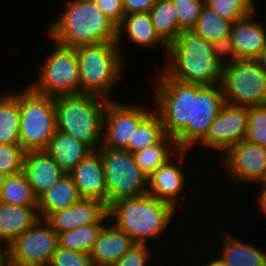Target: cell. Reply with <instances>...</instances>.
I'll use <instances>...</instances> for the list:
<instances>
[{
	"label": "cell",
	"instance_id": "obj_7",
	"mask_svg": "<svg viewBox=\"0 0 266 266\" xmlns=\"http://www.w3.org/2000/svg\"><path fill=\"white\" fill-rule=\"evenodd\" d=\"M20 145L26 151L48 147L57 130L54 97L37 94L30 87L18 92Z\"/></svg>",
	"mask_w": 266,
	"mask_h": 266
},
{
	"label": "cell",
	"instance_id": "obj_41",
	"mask_svg": "<svg viewBox=\"0 0 266 266\" xmlns=\"http://www.w3.org/2000/svg\"><path fill=\"white\" fill-rule=\"evenodd\" d=\"M157 0H123L124 14L150 12Z\"/></svg>",
	"mask_w": 266,
	"mask_h": 266
},
{
	"label": "cell",
	"instance_id": "obj_11",
	"mask_svg": "<svg viewBox=\"0 0 266 266\" xmlns=\"http://www.w3.org/2000/svg\"><path fill=\"white\" fill-rule=\"evenodd\" d=\"M8 247L10 266H48L58 247V234L45 219L38 218Z\"/></svg>",
	"mask_w": 266,
	"mask_h": 266
},
{
	"label": "cell",
	"instance_id": "obj_25",
	"mask_svg": "<svg viewBox=\"0 0 266 266\" xmlns=\"http://www.w3.org/2000/svg\"><path fill=\"white\" fill-rule=\"evenodd\" d=\"M223 250L219 257L226 266H266V253L252 244L233 238L224 233Z\"/></svg>",
	"mask_w": 266,
	"mask_h": 266
},
{
	"label": "cell",
	"instance_id": "obj_14",
	"mask_svg": "<svg viewBox=\"0 0 266 266\" xmlns=\"http://www.w3.org/2000/svg\"><path fill=\"white\" fill-rule=\"evenodd\" d=\"M246 134L247 107L225 103L200 143L225 153L231 146L244 140Z\"/></svg>",
	"mask_w": 266,
	"mask_h": 266
},
{
	"label": "cell",
	"instance_id": "obj_26",
	"mask_svg": "<svg viewBox=\"0 0 266 266\" xmlns=\"http://www.w3.org/2000/svg\"><path fill=\"white\" fill-rule=\"evenodd\" d=\"M5 93L0 96V144H20L18 92Z\"/></svg>",
	"mask_w": 266,
	"mask_h": 266
},
{
	"label": "cell",
	"instance_id": "obj_20",
	"mask_svg": "<svg viewBox=\"0 0 266 266\" xmlns=\"http://www.w3.org/2000/svg\"><path fill=\"white\" fill-rule=\"evenodd\" d=\"M135 242L110 221L99 234L98 240L90 252L93 266H114Z\"/></svg>",
	"mask_w": 266,
	"mask_h": 266
},
{
	"label": "cell",
	"instance_id": "obj_48",
	"mask_svg": "<svg viewBox=\"0 0 266 266\" xmlns=\"http://www.w3.org/2000/svg\"><path fill=\"white\" fill-rule=\"evenodd\" d=\"M83 1L96 3L98 0H83Z\"/></svg>",
	"mask_w": 266,
	"mask_h": 266
},
{
	"label": "cell",
	"instance_id": "obj_17",
	"mask_svg": "<svg viewBox=\"0 0 266 266\" xmlns=\"http://www.w3.org/2000/svg\"><path fill=\"white\" fill-rule=\"evenodd\" d=\"M82 199L98 200L108 207L107 187L99 150H93L71 172Z\"/></svg>",
	"mask_w": 266,
	"mask_h": 266
},
{
	"label": "cell",
	"instance_id": "obj_2",
	"mask_svg": "<svg viewBox=\"0 0 266 266\" xmlns=\"http://www.w3.org/2000/svg\"><path fill=\"white\" fill-rule=\"evenodd\" d=\"M66 8L50 24L48 35L65 47L116 42L118 26L93 2L68 0Z\"/></svg>",
	"mask_w": 266,
	"mask_h": 266
},
{
	"label": "cell",
	"instance_id": "obj_27",
	"mask_svg": "<svg viewBox=\"0 0 266 266\" xmlns=\"http://www.w3.org/2000/svg\"><path fill=\"white\" fill-rule=\"evenodd\" d=\"M179 150L175 138L166 135L159 143L136 152L133 156L140 170L149 177Z\"/></svg>",
	"mask_w": 266,
	"mask_h": 266
},
{
	"label": "cell",
	"instance_id": "obj_43",
	"mask_svg": "<svg viewBox=\"0 0 266 266\" xmlns=\"http://www.w3.org/2000/svg\"><path fill=\"white\" fill-rule=\"evenodd\" d=\"M260 193L258 195V201L257 203H259V207L261 209V211H263V213L265 214L266 216V190H259Z\"/></svg>",
	"mask_w": 266,
	"mask_h": 266
},
{
	"label": "cell",
	"instance_id": "obj_42",
	"mask_svg": "<svg viewBox=\"0 0 266 266\" xmlns=\"http://www.w3.org/2000/svg\"><path fill=\"white\" fill-rule=\"evenodd\" d=\"M3 244L0 242V266H10L9 262V247L6 245V247L3 249L1 246Z\"/></svg>",
	"mask_w": 266,
	"mask_h": 266
},
{
	"label": "cell",
	"instance_id": "obj_47",
	"mask_svg": "<svg viewBox=\"0 0 266 266\" xmlns=\"http://www.w3.org/2000/svg\"><path fill=\"white\" fill-rule=\"evenodd\" d=\"M7 177H8L7 174L0 171V191H1V188L3 187L4 183L6 182Z\"/></svg>",
	"mask_w": 266,
	"mask_h": 266
},
{
	"label": "cell",
	"instance_id": "obj_6",
	"mask_svg": "<svg viewBox=\"0 0 266 266\" xmlns=\"http://www.w3.org/2000/svg\"><path fill=\"white\" fill-rule=\"evenodd\" d=\"M78 58L80 94H91L106 100L125 67L117 42L74 47Z\"/></svg>",
	"mask_w": 266,
	"mask_h": 266
},
{
	"label": "cell",
	"instance_id": "obj_12",
	"mask_svg": "<svg viewBox=\"0 0 266 266\" xmlns=\"http://www.w3.org/2000/svg\"><path fill=\"white\" fill-rule=\"evenodd\" d=\"M152 110L144 106L107 101L103 116L102 147L126 150L139 123Z\"/></svg>",
	"mask_w": 266,
	"mask_h": 266
},
{
	"label": "cell",
	"instance_id": "obj_15",
	"mask_svg": "<svg viewBox=\"0 0 266 266\" xmlns=\"http://www.w3.org/2000/svg\"><path fill=\"white\" fill-rule=\"evenodd\" d=\"M45 220L59 234L95 223H109L108 207L98 200L81 199L53 212Z\"/></svg>",
	"mask_w": 266,
	"mask_h": 266
},
{
	"label": "cell",
	"instance_id": "obj_35",
	"mask_svg": "<svg viewBox=\"0 0 266 266\" xmlns=\"http://www.w3.org/2000/svg\"><path fill=\"white\" fill-rule=\"evenodd\" d=\"M176 6V16L181 31H192L195 27L205 0H171Z\"/></svg>",
	"mask_w": 266,
	"mask_h": 266
},
{
	"label": "cell",
	"instance_id": "obj_4",
	"mask_svg": "<svg viewBox=\"0 0 266 266\" xmlns=\"http://www.w3.org/2000/svg\"><path fill=\"white\" fill-rule=\"evenodd\" d=\"M169 62L163 71L177 81L212 86L220 83L222 67L211 44L192 31H182L168 46Z\"/></svg>",
	"mask_w": 266,
	"mask_h": 266
},
{
	"label": "cell",
	"instance_id": "obj_32",
	"mask_svg": "<svg viewBox=\"0 0 266 266\" xmlns=\"http://www.w3.org/2000/svg\"><path fill=\"white\" fill-rule=\"evenodd\" d=\"M232 24L231 21L220 17L212 9L204 5L192 32L207 42L212 43L228 37Z\"/></svg>",
	"mask_w": 266,
	"mask_h": 266
},
{
	"label": "cell",
	"instance_id": "obj_22",
	"mask_svg": "<svg viewBox=\"0 0 266 266\" xmlns=\"http://www.w3.org/2000/svg\"><path fill=\"white\" fill-rule=\"evenodd\" d=\"M38 220L37 207L0 202V242L10 245Z\"/></svg>",
	"mask_w": 266,
	"mask_h": 266
},
{
	"label": "cell",
	"instance_id": "obj_18",
	"mask_svg": "<svg viewBox=\"0 0 266 266\" xmlns=\"http://www.w3.org/2000/svg\"><path fill=\"white\" fill-rule=\"evenodd\" d=\"M23 173L37 198L65 175L45 150L25 153Z\"/></svg>",
	"mask_w": 266,
	"mask_h": 266
},
{
	"label": "cell",
	"instance_id": "obj_10",
	"mask_svg": "<svg viewBox=\"0 0 266 266\" xmlns=\"http://www.w3.org/2000/svg\"><path fill=\"white\" fill-rule=\"evenodd\" d=\"M108 206L116 200L138 197L148 193V176L144 174L126 150H114L100 147Z\"/></svg>",
	"mask_w": 266,
	"mask_h": 266
},
{
	"label": "cell",
	"instance_id": "obj_45",
	"mask_svg": "<svg viewBox=\"0 0 266 266\" xmlns=\"http://www.w3.org/2000/svg\"><path fill=\"white\" fill-rule=\"evenodd\" d=\"M206 266H226L224 264V262L218 257H216V259L212 258L211 261H209V263H207Z\"/></svg>",
	"mask_w": 266,
	"mask_h": 266
},
{
	"label": "cell",
	"instance_id": "obj_8",
	"mask_svg": "<svg viewBox=\"0 0 266 266\" xmlns=\"http://www.w3.org/2000/svg\"><path fill=\"white\" fill-rule=\"evenodd\" d=\"M54 49L40 65L38 80L30 88L44 96L80 94L78 58L75 48L54 43Z\"/></svg>",
	"mask_w": 266,
	"mask_h": 266
},
{
	"label": "cell",
	"instance_id": "obj_36",
	"mask_svg": "<svg viewBox=\"0 0 266 266\" xmlns=\"http://www.w3.org/2000/svg\"><path fill=\"white\" fill-rule=\"evenodd\" d=\"M25 153L20 144H0V171L8 176L23 172Z\"/></svg>",
	"mask_w": 266,
	"mask_h": 266
},
{
	"label": "cell",
	"instance_id": "obj_3",
	"mask_svg": "<svg viewBox=\"0 0 266 266\" xmlns=\"http://www.w3.org/2000/svg\"><path fill=\"white\" fill-rule=\"evenodd\" d=\"M175 211L172 205L148 194L119 199L108 206L109 221L138 244L161 237Z\"/></svg>",
	"mask_w": 266,
	"mask_h": 266
},
{
	"label": "cell",
	"instance_id": "obj_38",
	"mask_svg": "<svg viewBox=\"0 0 266 266\" xmlns=\"http://www.w3.org/2000/svg\"><path fill=\"white\" fill-rule=\"evenodd\" d=\"M149 249L148 243H135L114 266H146L150 260Z\"/></svg>",
	"mask_w": 266,
	"mask_h": 266
},
{
	"label": "cell",
	"instance_id": "obj_37",
	"mask_svg": "<svg viewBox=\"0 0 266 266\" xmlns=\"http://www.w3.org/2000/svg\"><path fill=\"white\" fill-rule=\"evenodd\" d=\"M48 266H93L90 253L76 252L58 246Z\"/></svg>",
	"mask_w": 266,
	"mask_h": 266
},
{
	"label": "cell",
	"instance_id": "obj_13",
	"mask_svg": "<svg viewBox=\"0 0 266 266\" xmlns=\"http://www.w3.org/2000/svg\"><path fill=\"white\" fill-rule=\"evenodd\" d=\"M222 155V166L227 169L228 177L239 182L257 183L266 170V147L248 140L231 146Z\"/></svg>",
	"mask_w": 266,
	"mask_h": 266
},
{
	"label": "cell",
	"instance_id": "obj_1",
	"mask_svg": "<svg viewBox=\"0 0 266 266\" xmlns=\"http://www.w3.org/2000/svg\"><path fill=\"white\" fill-rule=\"evenodd\" d=\"M159 73L153 84L156 111L166 135L175 138L179 149L189 150L206 137L225 104L221 85L188 84L170 78L163 70Z\"/></svg>",
	"mask_w": 266,
	"mask_h": 266
},
{
	"label": "cell",
	"instance_id": "obj_39",
	"mask_svg": "<svg viewBox=\"0 0 266 266\" xmlns=\"http://www.w3.org/2000/svg\"><path fill=\"white\" fill-rule=\"evenodd\" d=\"M210 44L214 57L216 61L221 65V67L233 64L236 60H239V57L237 56L234 44L232 43L230 36L222 38ZM228 56L230 58L229 61L226 63V61L223 60V57Z\"/></svg>",
	"mask_w": 266,
	"mask_h": 266
},
{
	"label": "cell",
	"instance_id": "obj_30",
	"mask_svg": "<svg viewBox=\"0 0 266 266\" xmlns=\"http://www.w3.org/2000/svg\"><path fill=\"white\" fill-rule=\"evenodd\" d=\"M0 202L24 207L38 206V198L23 172L7 177L0 191Z\"/></svg>",
	"mask_w": 266,
	"mask_h": 266
},
{
	"label": "cell",
	"instance_id": "obj_33",
	"mask_svg": "<svg viewBox=\"0 0 266 266\" xmlns=\"http://www.w3.org/2000/svg\"><path fill=\"white\" fill-rule=\"evenodd\" d=\"M253 0H205V5L232 23L256 11Z\"/></svg>",
	"mask_w": 266,
	"mask_h": 266
},
{
	"label": "cell",
	"instance_id": "obj_19",
	"mask_svg": "<svg viewBox=\"0 0 266 266\" xmlns=\"http://www.w3.org/2000/svg\"><path fill=\"white\" fill-rule=\"evenodd\" d=\"M255 13L232 24L229 36L239 59L255 60L266 47V28L263 23L254 21Z\"/></svg>",
	"mask_w": 266,
	"mask_h": 266
},
{
	"label": "cell",
	"instance_id": "obj_16",
	"mask_svg": "<svg viewBox=\"0 0 266 266\" xmlns=\"http://www.w3.org/2000/svg\"><path fill=\"white\" fill-rule=\"evenodd\" d=\"M189 150H179L171 159L160 166L151 176L148 177V195L158 200L172 205L175 209L179 208V199L176 197L184 189V171L173 164L172 159L178 158L179 164H183L184 156ZM178 157H177V156Z\"/></svg>",
	"mask_w": 266,
	"mask_h": 266
},
{
	"label": "cell",
	"instance_id": "obj_40",
	"mask_svg": "<svg viewBox=\"0 0 266 266\" xmlns=\"http://www.w3.org/2000/svg\"><path fill=\"white\" fill-rule=\"evenodd\" d=\"M96 4L105 16L110 18L117 26L120 25L125 16L123 0H98Z\"/></svg>",
	"mask_w": 266,
	"mask_h": 266
},
{
	"label": "cell",
	"instance_id": "obj_5",
	"mask_svg": "<svg viewBox=\"0 0 266 266\" xmlns=\"http://www.w3.org/2000/svg\"><path fill=\"white\" fill-rule=\"evenodd\" d=\"M107 101L91 94L54 97L57 130L98 150Z\"/></svg>",
	"mask_w": 266,
	"mask_h": 266
},
{
	"label": "cell",
	"instance_id": "obj_34",
	"mask_svg": "<svg viewBox=\"0 0 266 266\" xmlns=\"http://www.w3.org/2000/svg\"><path fill=\"white\" fill-rule=\"evenodd\" d=\"M245 140L266 147V104L247 107Z\"/></svg>",
	"mask_w": 266,
	"mask_h": 266
},
{
	"label": "cell",
	"instance_id": "obj_44",
	"mask_svg": "<svg viewBox=\"0 0 266 266\" xmlns=\"http://www.w3.org/2000/svg\"><path fill=\"white\" fill-rule=\"evenodd\" d=\"M255 60L258 62L259 66L266 71V47L260 52Z\"/></svg>",
	"mask_w": 266,
	"mask_h": 266
},
{
	"label": "cell",
	"instance_id": "obj_31",
	"mask_svg": "<svg viewBox=\"0 0 266 266\" xmlns=\"http://www.w3.org/2000/svg\"><path fill=\"white\" fill-rule=\"evenodd\" d=\"M107 223L86 225L58 234V246L76 252L90 253Z\"/></svg>",
	"mask_w": 266,
	"mask_h": 266
},
{
	"label": "cell",
	"instance_id": "obj_21",
	"mask_svg": "<svg viewBox=\"0 0 266 266\" xmlns=\"http://www.w3.org/2000/svg\"><path fill=\"white\" fill-rule=\"evenodd\" d=\"M45 151L56 161L64 174H71L93 150L84 142L56 130Z\"/></svg>",
	"mask_w": 266,
	"mask_h": 266
},
{
	"label": "cell",
	"instance_id": "obj_46",
	"mask_svg": "<svg viewBox=\"0 0 266 266\" xmlns=\"http://www.w3.org/2000/svg\"><path fill=\"white\" fill-rule=\"evenodd\" d=\"M262 184L261 190H266V170L264 171L262 177L259 179V181L256 184Z\"/></svg>",
	"mask_w": 266,
	"mask_h": 266
},
{
	"label": "cell",
	"instance_id": "obj_23",
	"mask_svg": "<svg viewBox=\"0 0 266 266\" xmlns=\"http://www.w3.org/2000/svg\"><path fill=\"white\" fill-rule=\"evenodd\" d=\"M128 40L137 45L148 46L155 49L158 46H164L168 51V46L155 33L152 20L148 12H139L125 15L122 22L118 26L117 46L120 48V42L124 33Z\"/></svg>",
	"mask_w": 266,
	"mask_h": 266
},
{
	"label": "cell",
	"instance_id": "obj_9",
	"mask_svg": "<svg viewBox=\"0 0 266 266\" xmlns=\"http://www.w3.org/2000/svg\"><path fill=\"white\" fill-rule=\"evenodd\" d=\"M220 85L226 104L245 107L266 104V71L256 60L239 59L222 67Z\"/></svg>",
	"mask_w": 266,
	"mask_h": 266
},
{
	"label": "cell",
	"instance_id": "obj_24",
	"mask_svg": "<svg viewBox=\"0 0 266 266\" xmlns=\"http://www.w3.org/2000/svg\"><path fill=\"white\" fill-rule=\"evenodd\" d=\"M81 199L72 176L65 174L38 198V218L46 219L53 212L63 210Z\"/></svg>",
	"mask_w": 266,
	"mask_h": 266
},
{
	"label": "cell",
	"instance_id": "obj_28",
	"mask_svg": "<svg viewBox=\"0 0 266 266\" xmlns=\"http://www.w3.org/2000/svg\"><path fill=\"white\" fill-rule=\"evenodd\" d=\"M149 14L155 33L169 46L182 32L179 29L175 4L171 0H157Z\"/></svg>",
	"mask_w": 266,
	"mask_h": 266
},
{
	"label": "cell",
	"instance_id": "obj_29",
	"mask_svg": "<svg viewBox=\"0 0 266 266\" xmlns=\"http://www.w3.org/2000/svg\"><path fill=\"white\" fill-rule=\"evenodd\" d=\"M166 136L160 115L151 111L138 125L126 151L134 154L159 143Z\"/></svg>",
	"mask_w": 266,
	"mask_h": 266
}]
</instances>
